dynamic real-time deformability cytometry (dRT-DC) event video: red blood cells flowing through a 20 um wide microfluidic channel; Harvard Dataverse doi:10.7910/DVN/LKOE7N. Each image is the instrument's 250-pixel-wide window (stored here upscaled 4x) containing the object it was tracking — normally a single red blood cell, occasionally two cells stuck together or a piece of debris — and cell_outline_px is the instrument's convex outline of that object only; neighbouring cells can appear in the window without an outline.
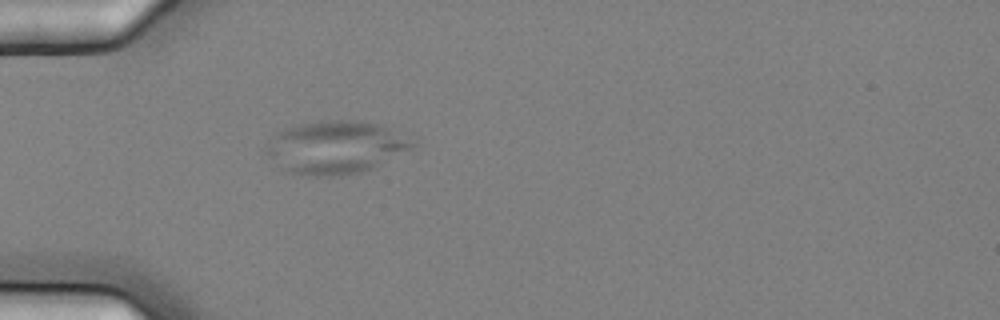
{"species": "common noctule bat (a hibernating species)", "species_latin": "Nyctalus noctula", "temperature_condition": "cold", "stored_images_in_passage": 2, "camera_frame_rate_fps": 3000, "um_per_image_px": 0.085, "animal": {"sex": "female", "body_mass_g": 25.1}, "frame": {"image": 1, "passage_image": 2, "time_ms": 0.333, "image_size_px": [1000, 320], "cell_outline_px": [[416, 144], [412, 148], [372, 168], [360, 172], [332, 176], [316, 176], [292, 172], [284, 168], [268, 152], [268, 144], [276, 132], [300, 124], [320, 120], [364, 120], [380, 124], [388, 128]], "centroid_in_image_um": [28.56, 12.49], "position_along_channel_um": 56.4, "area_um2": 43.81}}